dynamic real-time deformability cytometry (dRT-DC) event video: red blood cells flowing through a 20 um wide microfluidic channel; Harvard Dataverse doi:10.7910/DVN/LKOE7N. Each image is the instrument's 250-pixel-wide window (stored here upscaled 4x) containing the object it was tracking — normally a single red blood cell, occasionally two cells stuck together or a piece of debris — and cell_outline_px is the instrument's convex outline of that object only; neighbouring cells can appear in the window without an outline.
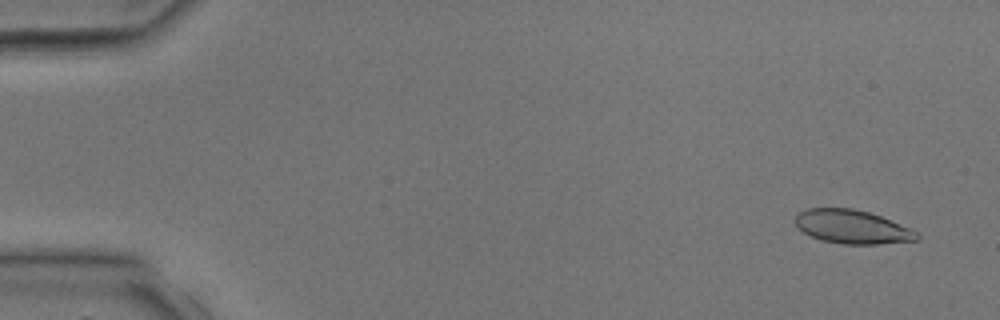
{"species": "common noctule bat (a hibernating species)", "species_latin": "Nyctalus noctula", "temperature_condition": "room temperature", "stored_images_in_passage": 4, "camera_frame_rate_fps": 3000, "um_per_image_px": 0.085, "animal": {"sex": "male", "body_mass_g": 17.9, "forearm_length_mm": 54.2}, "frame": {"image": 1, "passage_image": 1, "time_ms": 0.0, "image_size_px": [1000, 320], "cell_outline_px": [[920, 240], [876, 244], [844, 244], [820, 240], [804, 232], [796, 224], [796, 216], [800, 212], [808, 208], [852, 208], [868, 212], [880, 216], [920, 232]], "centroid_in_image_um": [72.48, 19.29], "position_along_channel_um": 12.5, "area_um2": 23.76}}
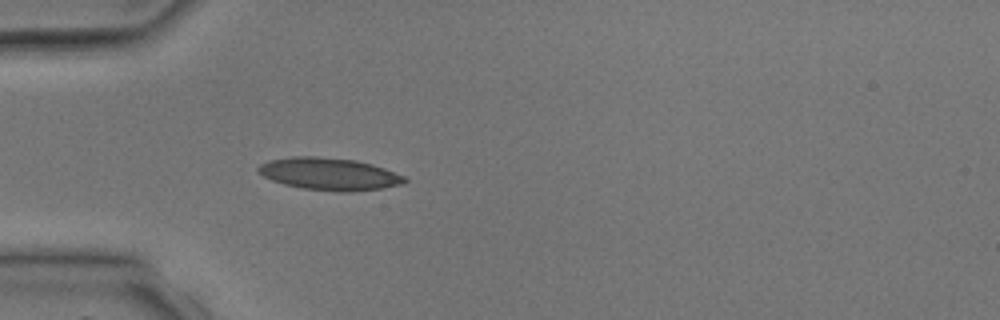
{"frame": {"image": 2, "passage_image": 4, "time_ms": 3.333, "image_size_px": [1000, 320], "cell_outline_px": [[408, 180], [400, 184], [380, 188], [304, 188], [284, 184], [272, 180], [264, 176], [256, 168], [260, 164], [268, 160], [292, 156], [316, 156], [356, 160], [372, 164], [384, 168], [404, 176]], "centroid_in_image_um": [27.91, 14.71], "position_along_channel_um": 57.1, "area_um2": 26.13}}